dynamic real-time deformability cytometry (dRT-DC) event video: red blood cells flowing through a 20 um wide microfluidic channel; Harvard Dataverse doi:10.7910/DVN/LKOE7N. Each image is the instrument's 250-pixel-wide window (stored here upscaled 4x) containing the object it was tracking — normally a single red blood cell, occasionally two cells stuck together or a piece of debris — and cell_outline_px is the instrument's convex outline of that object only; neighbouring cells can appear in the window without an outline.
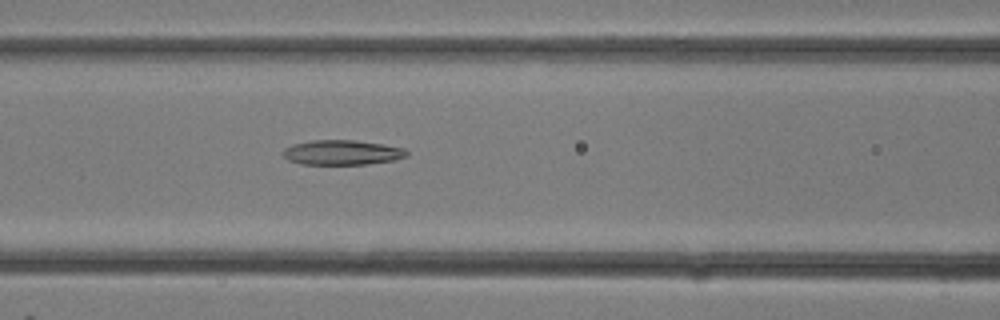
{"species": "common noctule bat (a hibernating species)", "species_latin": "Nyctalus noctula", "temperature_condition": "room temperature", "stored_images_in_passage": 12, "camera_frame_rate_fps": 3000, "um_per_image_px": 0.085, "animal": {"sex": "female"}, "frame": {"image": 1, "passage_image": 12, "time_ms": 3.667, "image_size_px": [1000, 320], "cell_outline_px": [[408, 156], [396, 160], [368, 164], [300, 164], [288, 160], [280, 152], [284, 148], [292, 144], [312, 140], [356, 140], [384, 144], [404, 148], [408, 152]], "centroid_in_image_um": [29.08, 12.96], "position_along_channel_um": 137.5, "area_um2": 18.15}}